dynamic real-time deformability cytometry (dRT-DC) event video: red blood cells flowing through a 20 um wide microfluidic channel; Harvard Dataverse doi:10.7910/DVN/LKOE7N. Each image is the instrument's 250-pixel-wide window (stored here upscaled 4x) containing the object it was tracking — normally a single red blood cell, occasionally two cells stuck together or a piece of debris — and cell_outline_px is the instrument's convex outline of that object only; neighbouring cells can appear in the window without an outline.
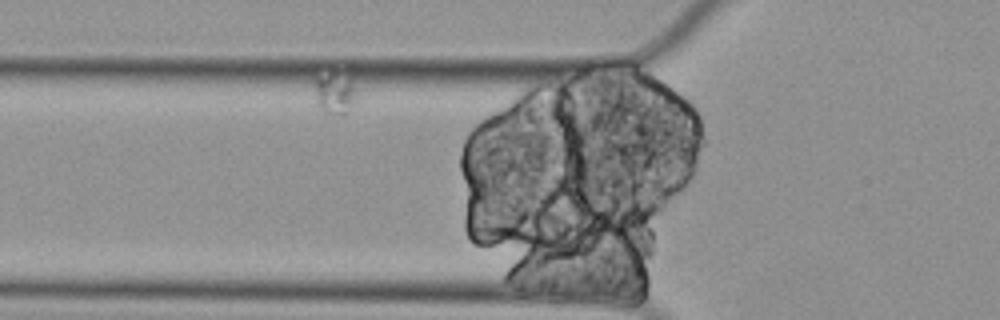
{"species": "Egyptian fruit bat (a non-hibernating species)", "species_latin": "Rousettus aegyptiacus", "temperature_condition": "cold", "stored_images_in_passage": 16, "camera_frame_rate_fps": 3000, "um_per_image_px": 0.085, "animal": {"sex": "female"}, "frame": {"image": 1, "passage_image": 3, "time_ms": 0.667, "image_size_px": [1000, 320], "cell_outline_px": [[360, 88], [348, 112], [324, 112], [320, 108], [316, 100], [312, 84], [316, 76], [348, 64]], "centroid_in_image_um": [28.56, 7.63], "position_along_channel_um": 97.2, "area_um2": 11.85}}
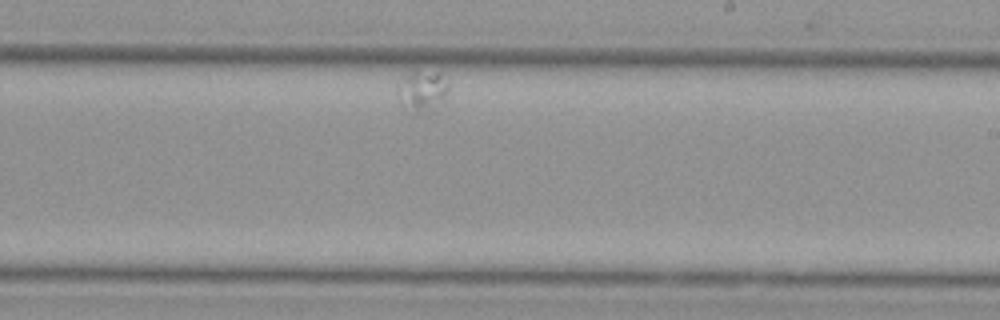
{"frame": {"image": 2, "passage_image": 11, "time_ms": 3.333, "image_size_px": [1000, 320], "cell_outline_px": [[448, 88], [444, 100], [432, 112], [412, 116], [404, 108], [396, 96], [396, 88], [408, 76], [436, 72], [448, 84]], "centroid_in_image_um": [35.87, 7.91], "position_along_channel_um": 253.1, "area_um2": 11.91}}
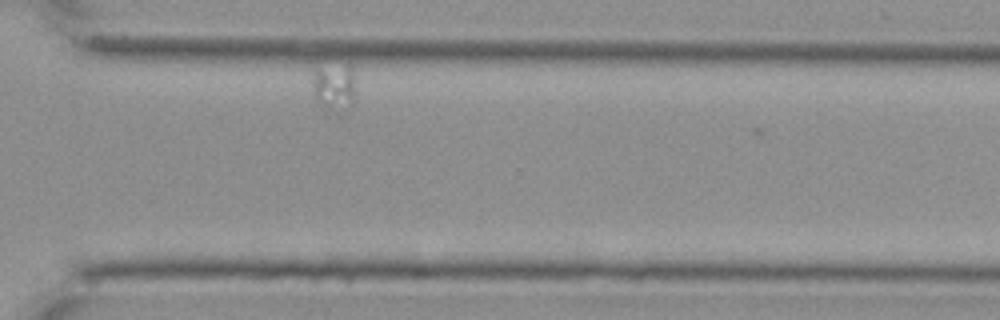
{"frame": {"image": 3, "passage_image": 15, "time_ms": 4.667, "image_size_px": [1000, 320], "cell_outline_px": [[352, 104], [348, 112], [340, 116], [336, 116], [324, 108], [316, 100], [312, 92], [312, 72], [316, 68], [352, 68]], "centroid_in_image_um": [28.33, 7.58], "position_along_channel_um": 342.3, "area_um2": 11.85}}